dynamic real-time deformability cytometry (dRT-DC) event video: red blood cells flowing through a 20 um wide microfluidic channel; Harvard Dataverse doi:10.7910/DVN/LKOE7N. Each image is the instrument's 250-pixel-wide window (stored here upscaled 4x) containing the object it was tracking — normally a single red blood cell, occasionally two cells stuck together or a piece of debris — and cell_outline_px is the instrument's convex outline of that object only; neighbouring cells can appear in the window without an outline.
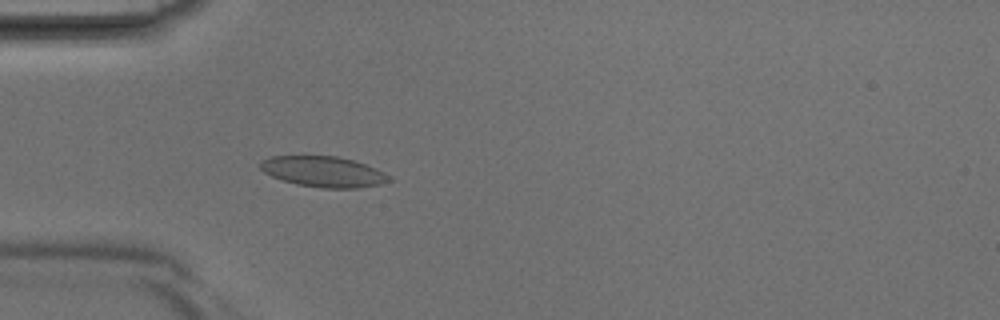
{"species": "Egyptian fruit bat (a non-hibernating species)", "species_latin": "Rousettus aegyptiacus", "temperature_condition": "room temperature", "stored_images_in_passage": 40, "camera_frame_rate_fps": 3000, "um_per_image_px": 0.085, "animal": {"sex": "male"}, "frame": {"image": 1, "passage_image": 11, "time_ms": 3.333, "image_size_px": [1000, 320], "cell_outline_px": [[392, 180], [380, 184], [356, 188], [320, 188], [296, 184], [272, 176], [264, 172], [260, 168], [260, 160], [272, 156], [336, 156], [352, 160], [364, 164], [384, 172]], "centroid_in_image_um": [27.46, 14.59], "position_along_channel_um": 57.5, "area_um2": 22.77}}
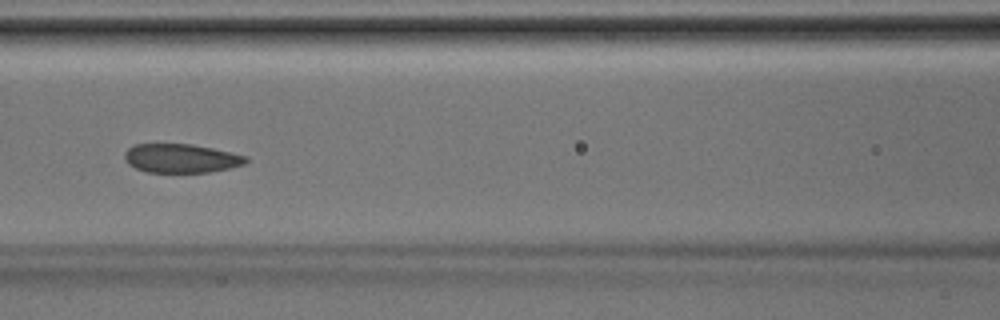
{"frame": {"image": 2, "passage_image": 17, "time_ms": 5.333, "image_size_px": [1000, 320], "cell_outline_px": [[248, 160], [244, 164], [228, 168], [208, 172], [148, 172], [136, 168], [128, 164], [124, 160], [124, 152], [132, 144], [192, 144], [232, 152], [248, 156]], "centroid_in_image_um": [15.37, 13.45], "position_along_channel_um": 151.2, "area_um2": 20.46}}
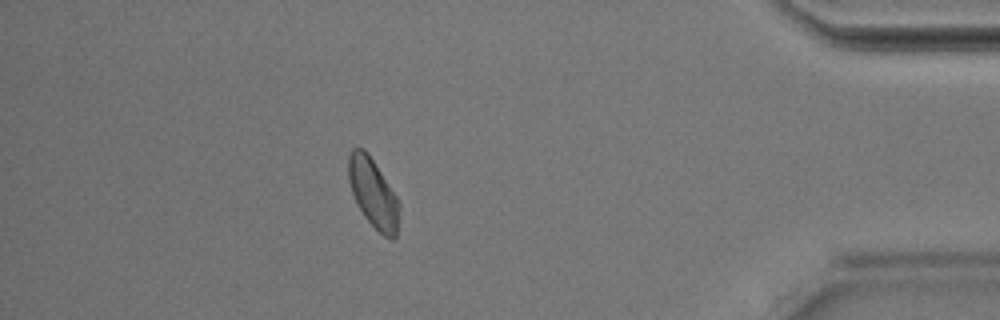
{"frame": {"image": 3, "passage_image": 35, "time_ms": 11.333, "image_size_px": [1000, 320], "cell_outline_px": [[400, 208], [396, 236], [392, 240], [384, 236], [364, 216], [356, 204], [348, 180], [348, 152], [352, 148], [364, 148], [368, 152], [396, 196], [400, 204]], "centroid_in_image_um": [31.7, 16.39], "position_along_channel_um": 403.5, "area_um2": 20.46}}